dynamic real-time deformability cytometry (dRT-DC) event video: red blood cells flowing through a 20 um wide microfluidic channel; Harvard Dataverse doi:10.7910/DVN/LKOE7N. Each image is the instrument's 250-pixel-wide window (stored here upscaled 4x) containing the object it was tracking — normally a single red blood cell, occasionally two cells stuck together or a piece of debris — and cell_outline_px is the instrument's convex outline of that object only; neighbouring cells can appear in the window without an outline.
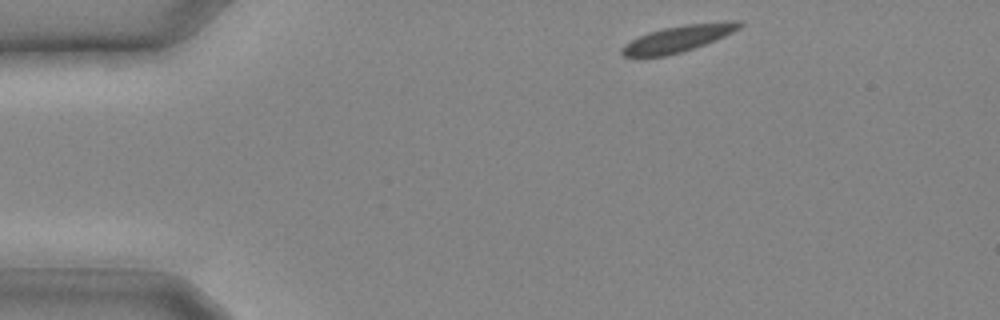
{"species": "common noctule bat (a hibernating species)", "species_latin": "Nyctalus noctula", "temperature_condition": "cold", "stored_images_in_passage": 10, "camera_frame_rate_fps": 3000, "um_per_image_px": 0.085, "animal": {"sex": "male", "body_mass_g": 20.4}, "frame": {"image": 1, "passage_image": 1, "time_ms": 0.0, "image_size_px": [1000, 320], "cell_outline_px": [[744, 24], [740, 28], [724, 36], [704, 44], [668, 56], [624, 56], [620, 52], [620, 48], [624, 44], [648, 32], [664, 28], [684, 24], [728, 20], [740, 20]], "centroid_in_image_um": [57.68, 3.26], "position_along_channel_um": 27.3, "area_um2": 18.09}}
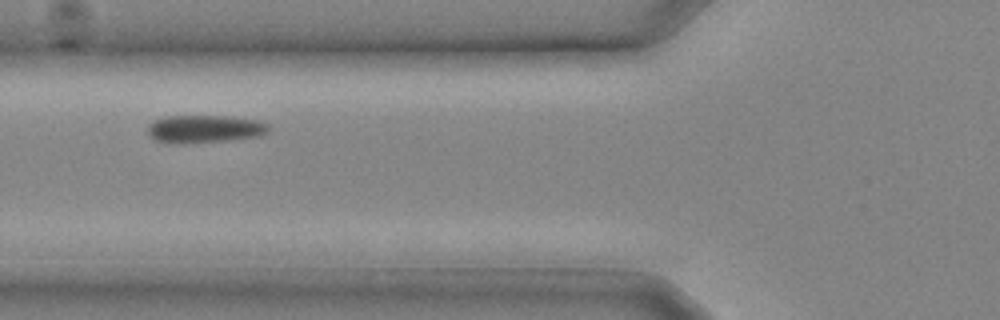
{"frame": {"image": 2, "passage_image": 7, "time_ms": 2.0, "image_size_px": [1000, 320], "cell_outline_px": [[272, 128], [268, 132], [260, 136], [232, 140], [184, 144], [164, 144], [152, 140], [148, 132], [148, 124], [164, 116], [224, 116], [256, 120], [268, 124]], "centroid_in_image_um": [17.35, 10.99], "position_along_channel_um": 108.4, "area_um2": 20.06}}
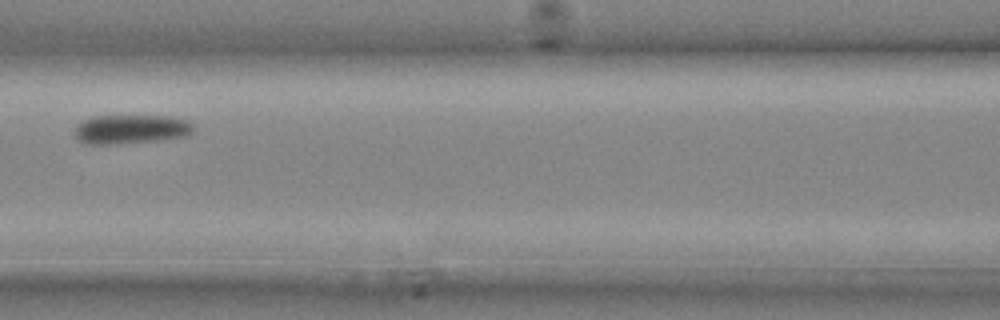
{"frame": {"image": 3, "passage_image": 9, "time_ms": 2.667, "image_size_px": [1000, 320], "cell_outline_px": [[196, 128], [188, 136], [160, 140], [116, 144], [84, 144], [76, 136], [76, 124], [92, 116], [168, 116], [188, 120]], "centroid_in_image_um": [11.17, 10.98], "position_along_channel_um": 155.4, "area_um2": 20.29}}